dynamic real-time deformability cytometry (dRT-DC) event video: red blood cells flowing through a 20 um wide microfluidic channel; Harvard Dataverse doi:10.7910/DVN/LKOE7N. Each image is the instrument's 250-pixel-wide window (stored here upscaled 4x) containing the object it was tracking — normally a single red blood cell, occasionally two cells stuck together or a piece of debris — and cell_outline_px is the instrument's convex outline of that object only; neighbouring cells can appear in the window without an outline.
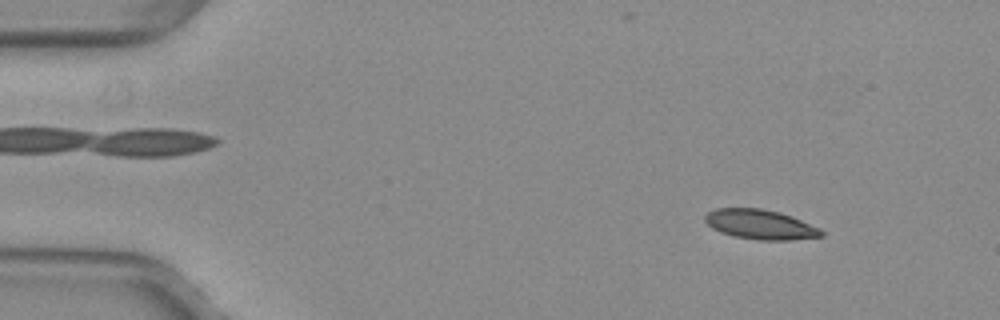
{"species": "common noctule bat (a hibernating species)", "species_latin": "Nyctalus noctula", "temperature_condition": "warm", "stored_images_in_passage": 53, "segment_of_instrument_passage": [1, 2], "camera_frame_rate_fps": 3000, "um_per_image_px": 0.085, "animal": {"sex": "female", "body_mass_g": 29.2, "forearm_length_mm": 56.3}, "frame": {"image": 1, "passage_image": 6, "time_ms": 1.667, "image_size_px": [1000, 320], "cell_outline_px": [[824, 236], [792, 240], [760, 240], [732, 236], [720, 232], [712, 228], [704, 220], [704, 216], [708, 212], [716, 208], [760, 208], [780, 212], [792, 216], [820, 228], [824, 232]], "centroid_in_image_um": [64.63, 19.08], "position_along_channel_um": 20.4, "area_um2": 20.29}}
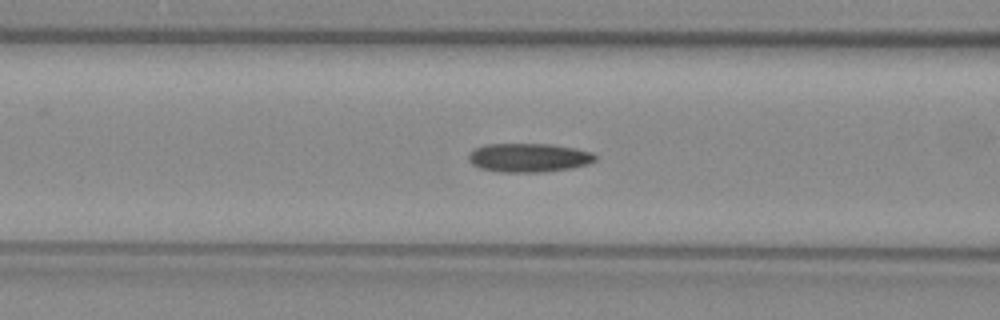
{"frame": {"image": 2, "passage_image": 21, "time_ms": 6.667, "image_size_px": [1000, 320], "cell_outline_px": [[596, 160], [588, 164], [572, 168], [544, 172], [496, 172], [480, 168], [472, 164], [468, 160], [468, 156], [476, 148], [484, 144], [552, 144], [576, 148], [592, 152], [596, 156]], "centroid_in_image_um": [44.96, 13.4], "position_along_channel_um": 121.6, "area_um2": 21.44}}
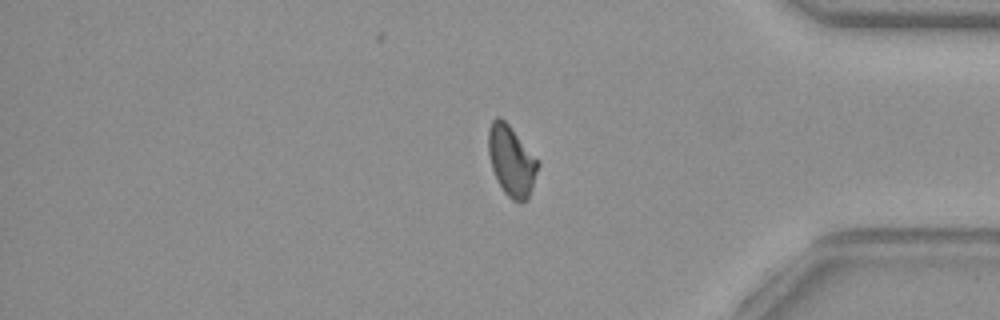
{"frame": {"image": 3, "passage_image": 43, "time_ms": 14.0, "image_size_px": [1000, 320], "cell_outline_px": [[540, 164], [528, 200], [520, 204], [512, 200], [504, 192], [492, 168], [488, 152], [488, 128], [492, 120], [496, 116], [500, 116], [508, 124], [540, 160]], "centroid_in_image_um": [43.5, 13.67], "position_along_channel_um": 391.7, "area_um2": 20.58}}